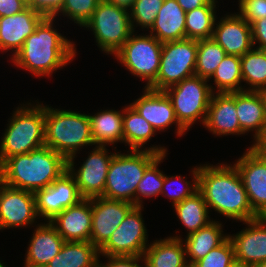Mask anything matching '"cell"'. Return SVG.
<instances>
[{
	"label": "cell",
	"instance_id": "6",
	"mask_svg": "<svg viewBox=\"0 0 266 267\" xmlns=\"http://www.w3.org/2000/svg\"><path fill=\"white\" fill-rule=\"evenodd\" d=\"M11 117L0 141V165L11 156L27 154L45 145L43 103L21 104Z\"/></svg>",
	"mask_w": 266,
	"mask_h": 267
},
{
	"label": "cell",
	"instance_id": "30",
	"mask_svg": "<svg viewBox=\"0 0 266 267\" xmlns=\"http://www.w3.org/2000/svg\"><path fill=\"white\" fill-rule=\"evenodd\" d=\"M156 133L152 125L131 104L123 109V143L130 149L142 150Z\"/></svg>",
	"mask_w": 266,
	"mask_h": 267
},
{
	"label": "cell",
	"instance_id": "51",
	"mask_svg": "<svg viewBox=\"0 0 266 267\" xmlns=\"http://www.w3.org/2000/svg\"><path fill=\"white\" fill-rule=\"evenodd\" d=\"M3 184H4V181H3L2 177L0 176V195H1Z\"/></svg>",
	"mask_w": 266,
	"mask_h": 267
},
{
	"label": "cell",
	"instance_id": "5",
	"mask_svg": "<svg viewBox=\"0 0 266 267\" xmlns=\"http://www.w3.org/2000/svg\"><path fill=\"white\" fill-rule=\"evenodd\" d=\"M45 145L63 155L67 160H74L83 146H93L91 126L87 114L54 109L45 106Z\"/></svg>",
	"mask_w": 266,
	"mask_h": 267
},
{
	"label": "cell",
	"instance_id": "42",
	"mask_svg": "<svg viewBox=\"0 0 266 267\" xmlns=\"http://www.w3.org/2000/svg\"><path fill=\"white\" fill-rule=\"evenodd\" d=\"M64 0H27V6L45 17H54L60 10Z\"/></svg>",
	"mask_w": 266,
	"mask_h": 267
},
{
	"label": "cell",
	"instance_id": "47",
	"mask_svg": "<svg viewBox=\"0 0 266 267\" xmlns=\"http://www.w3.org/2000/svg\"><path fill=\"white\" fill-rule=\"evenodd\" d=\"M250 147L266 159V130Z\"/></svg>",
	"mask_w": 266,
	"mask_h": 267
},
{
	"label": "cell",
	"instance_id": "2",
	"mask_svg": "<svg viewBox=\"0 0 266 267\" xmlns=\"http://www.w3.org/2000/svg\"><path fill=\"white\" fill-rule=\"evenodd\" d=\"M55 17H45L11 58L19 68L34 76H51L76 57V46L55 29ZM54 24V25H53Z\"/></svg>",
	"mask_w": 266,
	"mask_h": 267
},
{
	"label": "cell",
	"instance_id": "14",
	"mask_svg": "<svg viewBox=\"0 0 266 267\" xmlns=\"http://www.w3.org/2000/svg\"><path fill=\"white\" fill-rule=\"evenodd\" d=\"M238 170L252 210L266 217V159L252 147L233 164Z\"/></svg>",
	"mask_w": 266,
	"mask_h": 267
},
{
	"label": "cell",
	"instance_id": "35",
	"mask_svg": "<svg viewBox=\"0 0 266 267\" xmlns=\"http://www.w3.org/2000/svg\"><path fill=\"white\" fill-rule=\"evenodd\" d=\"M225 55V50L212 38L198 40L195 75L210 80Z\"/></svg>",
	"mask_w": 266,
	"mask_h": 267
},
{
	"label": "cell",
	"instance_id": "22",
	"mask_svg": "<svg viewBox=\"0 0 266 267\" xmlns=\"http://www.w3.org/2000/svg\"><path fill=\"white\" fill-rule=\"evenodd\" d=\"M65 241H90L92 230L91 198L66 208L49 221Z\"/></svg>",
	"mask_w": 266,
	"mask_h": 267
},
{
	"label": "cell",
	"instance_id": "39",
	"mask_svg": "<svg viewBox=\"0 0 266 267\" xmlns=\"http://www.w3.org/2000/svg\"><path fill=\"white\" fill-rule=\"evenodd\" d=\"M100 0H64L61 10L54 16L63 15L83 27L94 13ZM62 13V14H60Z\"/></svg>",
	"mask_w": 266,
	"mask_h": 267
},
{
	"label": "cell",
	"instance_id": "45",
	"mask_svg": "<svg viewBox=\"0 0 266 267\" xmlns=\"http://www.w3.org/2000/svg\"><path fill=\"white\" fill-rule=\"evenodd\" d=\"M27 7V0H0V17L15 15Z\"/></svg>",
	"mask_w": 266,
	"mask_h": 267
},
{
	"label": "cell",
	"instance_id": "43",
	"mask_svg": "<svg viewBox=\"0 0 266 267\" xmlns=\"http://www.w3.org/2000/svg\"><path fill=\"white\" fill-rule=\"evenodd\" d=\"M107 263L99 261V267H147L143 256H104ZM144 263L143 265L139 263Z\"/></svg>",
	"mask_w": 266,
	"mask_h": 267
},
{
	"label": "cell",
	"instance_id": "24",
	"mask_svg": "<svg viewBox=\"0 0 266 267\" xmlns=\"http://www.w3.org/2000/svg\"><path fill=\"white\" fill-rule=\"evenodd\" d=\"M235 107L242 134L254 132L255 142L266 130L265 110L259 92H235Z\"/></svg>",
	"mask_w": 266,
	"mask_h": 267
},
{
	"label": "cell",
	"instance_id": "7",
	"mask_svg": "<svg viewBox=\"0 0 266 267\" xmlns=\"http://www.w3.org/2000/svg\"><path fill=\"white\" fill-rule=\"evenodd\" d=\"M83 27L93 32L96 45L107 55H114L134 32L130 10L106 0L99 1Z\"/></svg>",
	"mask_w": 266,
	"mask_h": 267
},
{
	"label": "cell",
	"instance_id": "37",
	"mask_svg": "<svg viewBox=\"0 0 266 267\" xmlns=\"http://www.w3.org/2000/svg\"><path fill=\"white\" fill-rule=\"evenodd\" d=\"M191 172H192L191 176H193L192 179L193 182L187 180L185 181L184 179H187V177H182L181 175L167 176L164 174V183L161 190V195L169 197V200L172 201L173 205L182 202L185 198L192 196L196 191H198V166L194 167ZM175 181L176 182L179 181L183 186L182 187L176 186V189L173 188L174 185H177V183L173 184L175 183ZM170 191L171 194L169 193Z\"/></svg>",
	"mask_w": 266,
	"mask_h": 267
},
{
	"label": "cell",
	"instance_id": "52",
	"mask_svg": "<svg viewBox=\"0 0 266 267\" xmlns=\"http://www.w3.org/2000/svg\"><path fill=\"white\" fill-rule=\"evenodd\" d=\"M0 267H6V265L0 261Z\"/></svg>",
	"mask_w": 266,
	"mask_h": 267
},
{
	"label": "cell",
	"instance_id": "48",
	"mask_svg": "<svg viewBox=\"0 0 266 267\" xmlns=\"http://www.w3.org/2000/svg\"><path fill=\"white\" fill-rule=\"evenodd\" d=\"M107 2L113 3L116 6L126 8L130 10L134 5L135 0H106Z\"/></svg>",
	"mask_w": 266,
	"mask_h": 267
},
{
	"label": "cell",
	"instance_id": "13",
	"mask_svg": "<svg viewBox=\"0 0 266 267\" xmlns=\"http://www.w3.org/2000/svg\"><path fill=\"white\" fill-rule=\"evenodd\" d=\"M34 196L37 215L39 219L44 217L46 222L84 199L74 176L68 170L46 188L35 191Z\"/></svg>",
	"mask_w": 266,
	"mask_h": 267
},
{
	"label": "cell",
	"instance_id": "28",
	"mask_svg": "<svg viewBox=\"0 0 266 267\" xmlns=\"http://www.w3.org/2000/svg\"><path fill=\"white\" fill-rule=\"evenodd\" d=\"M106 109L88 114L94 145L108 146L123 143V109Z\"/></svg>",
	"mask_w": 266,
	"mask_h": 267
},
{
	"label": "cell",
	"instance_id": "8",
	"mask_svg": "<svg viewBox=\"0 0 266 267\" xmlns=\"http://www.w3.org/2000/svg\"><path fill=\"white\" fill-rule=\"evenodd\" d=\"M200 76H191L164 90L171 100L179 124L186 130L197 120L205 122L210 99L211 83Z\"/></svg>",
	"mask_w": 266,
	"mask_h": 267
},
{
	"label": "cell",
	"instance_id": "44",
	"mask_svg": "<svg viewBox=\"0 0 266 267\" xmlns=\"http://www.w3.org/2000/svg\"><path fill=\"white\" fill-rule=\"evenodd\" d=\"M252 40L254 48L265 49L266 48V18L254 21L251 24ZM258 44L259 46L255 47Z\"/></svg>",
	"mask_w": 266,
	"mask_h": 267
},
{
	"label": "cell",
	"instance_id": "1",
	"mask_svg": "<svg viewBox=\"0 0 266 267\" xmlns=\"http://www.w3.org/2000/svg\"><path fill=\"white\" fill-rule=\"evenodd\" d=\"M218 164L198 166V191L203 195L208 209L240 222L259 217L252 210L236 167Z\"/></svg>",
	"mask_w": 266,
	"mask_h": 267
},
{
	"label": "cell",
	"instance_id": "27",
	"mask_svg": "<svg viewBox=\"0 0 266 267\" xmlns=\"http://www.w3.org/2000/svg\"><path fill=\"white\" fill-rule=\"evenodd\" d=\"M222 223L212 220L196 232L182 239L185 245L186 259L191 267L205 257L212 249L220 246L228 237L223 233ZM189 257V259H188Z\"/></svg>",
	"mask_w": 266,
	"mask_h": 267
},
{
	"label": "cell",
	"instance_id": "16",
	"mask_svg": "<svg viewBox=\"0 0 266 267\" xmlns=\"http://www.w3.org/2000/svg\"><path fill=\"white\" fill-rule=\"evenodd\" d=\"M134 206L129 202L108 199L103 196L91 198L90 241L100 249Z\"/></svg>",
	"mask_w": 266,
	"mask_h": 267
},
{
	"label": "cell",
	"instance_id": "21",
	"mask_svg": "<svg viewBox=\"0 0 266 267\" xmlns=\"http://www.w3.org/2000/svg\"><path fill=\"white\" fill-rule=\"evenodd\" d=\"M203 125L215 136L242 134L235 107V92L212 94Z\"/></svg>",
	"mask_w": 266,
	"mask_h": 267
},
{
	"label": "cell",
	"instance_id": "18",
	"mask_svg": "<svg viewBox=\"0 0 266 267\" xmlns=\"http://www.w3.org/2000/svg\"><path fill=\"white\" fill-rule=\"evenodd\" d=\"M131 105L144 117L156 130L163 132L165 129L176 125L175 131L178 137L187 132L178 122L171 100L164 91H156L144 87L143 95L131 103Z\"/></svg>",
	"mask_w": 266,
	"mask_h": 267
},
{
	"label": "cell",
	"instance_id": "4",
	"mask_svg": "<svg viewBox=\"0 0 266 267\" xmlns=\"http://www.w3.org/2000/svg\"><path fill=\"white\" fill-rule=\"evenodd\" d=\"M146 148L129 149L128 154L115 152L107 173L103 197L129 202L136 206V188L146 169L160 155L168 154L164 146L152 145Z\"/></svg>",
	"mask_w": 266,
	"mask_h": 267
},
{
	"label": "cell",
	"instance_id": "20",
	"mask_svg": "<svg viewBox=\"0 0 266 267\" xmlns=\"http://www.w3.org/2000/svg\"><path fill=\"white\" fill-rule=\"evenodd\" d=\"M44 18L30 7L15 15L0 17V51L12 50L11 58L14 57Z\"/></svg>",
	"mask_w": 266,
	"mask_h": 267
},
{
	"label": "cell",
	"instance_id": "19",
	"mask_svg": "<svg viewBox=\"0 0 266 267\" xmlns=\"http://www.w3.org/2000/svg\"><path fill=\"white\" fill-rule=\"evenodd\" d=\"M215 22L212 39L218 43L226 55L241 57L254 48L252 29L238 13L226 14Z\"/></svg>",
	"mask_w": 266,
	"mask_h": 267
},
{
	"label": "cell",
	"instance_id": "10",
	"mask_svg": "<svg viewBox=\"0 0 266 267\" xmlns=\"http://www.w3.org/2000/svg\"><path fill=\"white\" fill-rule=\"evenodd\" d=\"M197 40L184 39L162 44L161 60L156 81L149 89L164 91L195 75Z\"/></svg>",
	"mask_w": 266,
	"mask_h": 267
},
{
	"label": "cell",
	"instance_id": "31",
	"mask_svg": "<svg viewBox=\"0 0 266 267\" xmlns=\"http://www.w3.org/2000/svg\"><path fill=\"white\" fill-rule=\"evenodd\" d=\"M177 218L187 229V235L198 231L212 221L203 195L196 191L192 196L173 205Z\"/></svg>",
	"mask_w": 266,
	"mask_h": 267
},
{
	"label": "cell",
	"instance_id": "40",
	"mask_svg": "<svg viewBox=\"0 0 266 267\" xmlns=\"http://www.w3.org/2000/svg\"><path fill=\"white\" fill-rule=\"evenodd\" d=\"M236 265L234 247L229 237L218 247L191 267H234Z\"/></svg>",
	"mask_w": 266,
	"mask_h": 267
},
{
	"label": "cell",
	"instance_id": "29",
	"mask_svg": "<svg viewBox=\"0 0 266 267\" xmlns=\"http://www.w3.org/2000/svg\"><path fill=\"white\" fill-rule=\"evenodd\" d=\"M99 249L91 241H65L46 267H99Z\"/></svg>",
	"mask_w": 266,
	"mask_h": 267
},
{
	"label": "cell",
	"instance_id": "33",
	"mask_svg": "<svg viewBox=\"0 0 266 267\" xmlns=\"http://www.w3.org/2000/svg\"><path fill=\"white\" fill-rule=\"evenodd\" d=\"M210 79H213L215 83V87H210L213 93L216 87V93L244 91L241 85L243 81L240 57L236 55H225Z\"/></svg>",
	"mask_w": 266,
	"mask_h": 267
},
{
	"label": "cell",
	"instance_id": "41",
	"mask_svg": "<svg viewBox=\"0 0 266 267\" xmlns=\"http://www.w3.org/2000/svg\"><path fill=\"white\" fill-rule=\"evenodd\" d=\"M237 12L249 25L266 18V0H239Z\"/></svg>",
	"mask_w": 266,
	"mask_h": 267
},
{
	"label": "cell",
	"instance_id": "32",
	"mask_svg": "<svg viewBox=\"0 0 266 267\" xmlns=\"http://www.w3.org/2000/svg\"><path fill=\"white\" fill-rule=\"evenodd\" d=\"M217 0H211L205 6L198 7L186 12V39L204 40L210 39L214 25L217 21Z\"/></svg>",
	"mask_w": 266,
	"mask_h": 267
},
{
	"label": "cell",
	"instance_id": "50",
	"mask_svg": "<svg viewBox=\"0 0 266 267\" xmlns=\"http://www.w3.org/2000/svg\"><path fill=\"white\" fill-rule=\"evenodd\" d=\"M254 267H266V261H263V262L255 265Z\"/></svg>",
	"mask_w": 266,
	"mask_h": 267
},
{
	"label": "cell",
	"instance_id": "17",
	"mask_svg": "<svg viewBox=\"0 0 266 267\" xmlns=\"http://www.w3.org/2000/svg\"><path fill=\"white\" fill-rule=\"evenodd\" d=\"M244 223L246 229L228 235L234 247L236 264L254 267L266 261V217H257Z\"/></svg>",
	"mask_w": 266,
	"mask_h": 267
},
{
	"label": "cell",
	"instance_id": "23",
	"mask_svg": "<svg viewBox=\"0 0 266 267\" xmlns=\"http://www.w3.org/2000/svg\"><path fill=\"white\" fill-rule=\"evenodd\" d=\"M33 231L23 267H46L60 252L65 240L49 221L38 224Z\"/></svg>",
	"mask_w": 266,
	"mask_h": 267
},
{
	"label": "cell",
	"instance_id": "26",
	"mask_svg": "<svg viewBox=\"0 0 266 267\" xmlns=\"http://www.w3.org/2000/svg\"><path fill=\"white\" fill-rule=\"evenodd\" d=\"M143 257L147 267H190L180 235L151 242Z\"/></svg>",
	"mask_w": 266,
	"mask_h": 267
},
{
	"label": "cell",
	"instance_id": "11",
	"mask_svg": "<svg viewBox=\"0 0 266 267\" xmlns=\"http://www.w3.org/2000/svg\"><path fill=\"white\" fill-rule=\"evenodd\" d=\"M134 206L112 233L108 241L99 249L101 256H143L149 246L147 228L142 210ZM148 243V244H147Z\"/></svg>",
	"mask_w": 266,
	"mask_h": 267
},
{
	"label": "cell",
	"instance_id": "3",
	"mask_svg": "<svg viewBox=\"0 0 266 267\" xmlns=\"http://www.w3.org/2000/svg\"><path fill=\"white\" fill-rule=\"evenodd\" d=\"M67 170L68 160L44 145L7 158L0 165V176L10 187L35 192L52 184Z\"/></svg>",
	"mask_w": 266,
	"mask_h": 267
},
{
	"label": "cell",
	"instance_id": "36",
	"mask_svg": "<svg viewBox=\"0 0 266 267\" xmlns=\"http://www.w3.org/2000/svg\"><path fill=\"white\" fill-rule=\"evenodd\" d=\"M167 155H160L145 171L142 180L136 188V206L143 207V197L152 198L161 195L164 183V173L159 169Z\"/></svg>",
	"mask_w": 266,
	"mask_h": 267
},
{
	"label": "cell",
	"instance_id": "9",
	"mask_svg": "<svg viewBox=\"0 0 266 267\" xmlns=\"http://www.w3.org/2000/svg\"><path fill=\"white\" fill-rule=\"evenodd\" d=\"M162 44L150 33L137 35L133 32L113 56L132 75L145 80V88H149L159 72Z\"/></svg>",
	"mask_w": 266,
	"mask_h": 267
},
{
	"label": "cell",
	"instance_id": "25",
	"mask_svg": "<svg viewBox=\"0 0 266 267\" xmlns=\"http://www.w3.org/2000/svg\"><path fill=\"white\" fill-rule=\"evenodd\" d=\"M186 12L177 0H164L150 34L161 43L186 39Z\"/></svg>",
	"mask_w": 266,
	"mask_h": 267
},
{
	"label": "cell",
	"instance_id": "12",
	"mask_svg": "<svg viewBox=\"0 0 266 267\" xmlns=\"http://www.w3.org/2000/svg\"><path fill=\"white\" fill-rule=\"evenodd\" d=\"M115 153L109 155L106 146L95 145L86 160L76 170L74 160H68V171L74 176L80 195L94 198L104 195V187L111 160ZM77 171V172H76Z\"/></svg>",
	"mask_w": 266,
	"mask_h": 267
},
{
	"label": "cell",
	"instance_id": "49",
	"mask_svg": "<svg viewBox=\"0 0 266 267\" xmlns=\"http://www.w3.org/2000/svg\"><path fill=\"white\" fill-rule=\"evenodd\" d=\"M259 95L262 98L263 105H264V110H265V117H266V87L258 90Z\"/></svg>",
	"mask_w": 266,
	"mask_h": 267
},
{
	"label": "cell",
	"instance_id": "38",
	"mask_svg": "<svg viewBox=\"0 0 266 267\" xmlns=\"http://www.w3.org/2000/svg\"><path fill=\"white\" fill-rule=\"evenodd\" d=\"M163 2L164 0H135L130 9V19L134 32L138 26H141L142 30L145 28L149 30L152 27Z\"/></svg>",
	"mask_w": 266,
	"mask_h": 267
},
{
	"label": "cell",
	"instance_id": "46",
	"mask_svg": "<svg viewBox=\"0 0 266 267\" xmlns=\"http://www.w3.org/2000/svg\"><path fill=\"white\" fill-rule=\"evenodd\" d=\"M210 1L211 0H177L178 4L185 12L194 10L201 6H205Z\"/></svg>",
	"mask_w": 266,
	"mask_h": 267
},
{
	"label": "cell",
	"instance_id": "34",
	"mask_svg": "<svg viewBox=\"0 0 266 267\" xmlns=\"http://www.w3.org/2000/svg\"><path fill=\"white\" fill-rule=\"evenodd\" d=\"M242 81L249 85L244 91L266 87V51L253 48L240 57Z\"/></svg>",
	"mask_w": 266,
	"mask_h": 267
},
{
	"label": "cell",
	"instance_id": "15",
	"mask_svg": "<svg viewBox=\"0 0 266 267\" xmlns=\"http://www.w3.org/2000/svg\"><path fill=\"white\" fill-rule=\"evenodd\" d=\"M39 219L34 192L3 184L0 195V230L33 225Z\"/></svg>",
	"mask_w": 266,
	"mask_h": 267
}]
</instances>
